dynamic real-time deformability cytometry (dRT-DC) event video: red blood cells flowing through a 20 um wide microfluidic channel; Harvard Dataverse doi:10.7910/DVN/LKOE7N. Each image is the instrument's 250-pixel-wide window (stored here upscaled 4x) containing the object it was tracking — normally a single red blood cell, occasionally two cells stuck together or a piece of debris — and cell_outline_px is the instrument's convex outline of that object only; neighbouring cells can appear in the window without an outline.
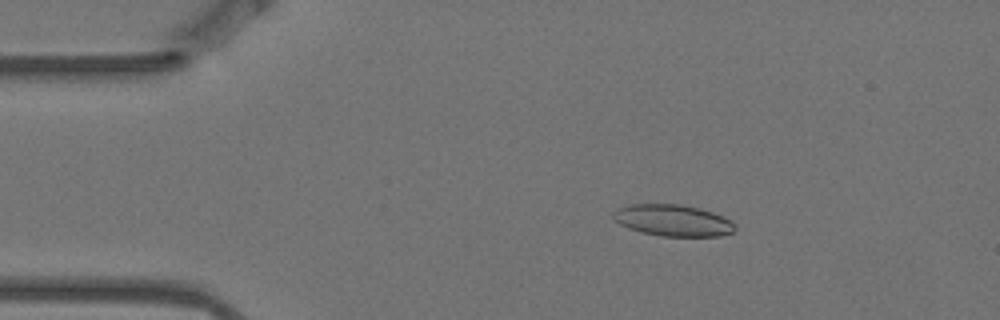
{"species": "Egyptian fruit bat (a non-hibernating species)", "species_latin": "Rousettus aegyptiacus", "temperature_condition": "warm", "stored_images_in_passage": 5, "camera_frame_rate_fps": 3000, "um_per_image_px": 0.085, "animal": {"sex": "female"}, "frame": {"image": 1, "passage_image": 3, "time_ms": 0.667, "image_size_px": [1000, 320], "cell_outline_px": [[736, 228], [732, 232], [720, 236], [660, 236], [640, 232], [628, 228], [620, 224], [612, 216], [612, 212], [620, 208], [632, 204], [680, 204], [700, 208], [724, 216], [732, 220], [736, 224]], "centroid_in_image_um": [57.23, 18.73], "position_along_channel_um": 27.8, "area_um2": 22.48}}